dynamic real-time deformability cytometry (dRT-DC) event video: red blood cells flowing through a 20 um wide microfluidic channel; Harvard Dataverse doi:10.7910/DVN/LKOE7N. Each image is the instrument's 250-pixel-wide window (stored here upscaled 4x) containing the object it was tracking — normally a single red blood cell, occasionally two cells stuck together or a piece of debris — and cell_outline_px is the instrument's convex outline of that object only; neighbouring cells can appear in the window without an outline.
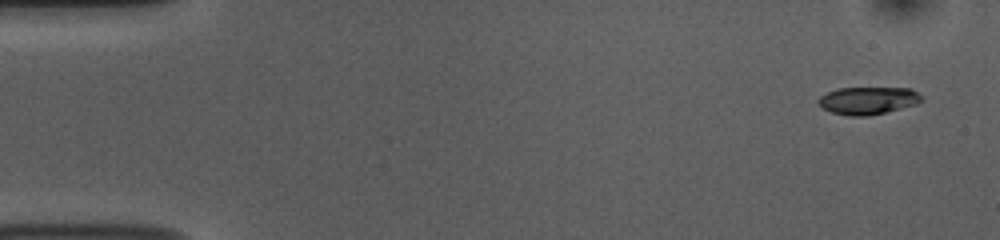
{"species": "common noctule bat (a hibernating species)", "species_latin": "Nyctalus noctula", "temperature_condition": "room temperature", "stored_images_in_passage": 51, "camera_frame_rate_fps": 3000, "um_per_image_px": 0.085, "animal": {"sex": "female", "body_mass_g": 10.0, "forearm_length_mm": 53.1}, "frame": {"image": 1, "passage_image": 1, "time_ms": 0.0, "image_size_px": [1000, 240], "cell_outline_px": [[924, 100], [916, 104], [868, 116], [848, 116], [832, 112], [824, 108], [816, 100], [820, 96], [836, 88], [912, 88], [924, 96]], "centroid_in_image_um": [73.81, 8.53], "position_along_channel_um": 11.2, "area_um2": 16.59}}
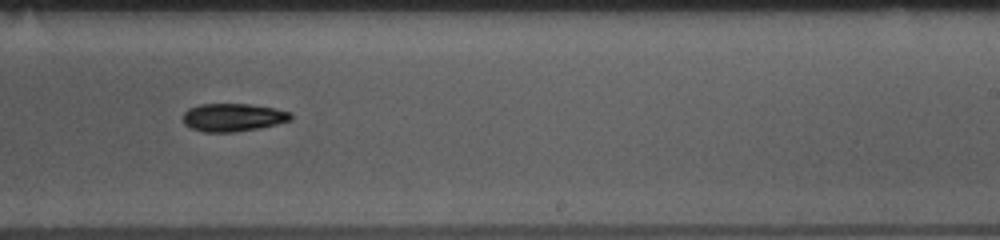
{"frame": {"image": 2, "passage_image": 31, "time_ms": 10.0, "image_size_px": [1000, 240], "cell_outline_px": [[292, 120], [260, 128], [232, 132], [204, 132], [192, 128], [184, 124], [184, 112], [188, 108], [200, 104], [248, 104], [272, 108], [292, 112]], "centroid_in_image_um": [19.81, 9.98], "position_along_channel_um": 269.2, "area_um2": 17.51}}
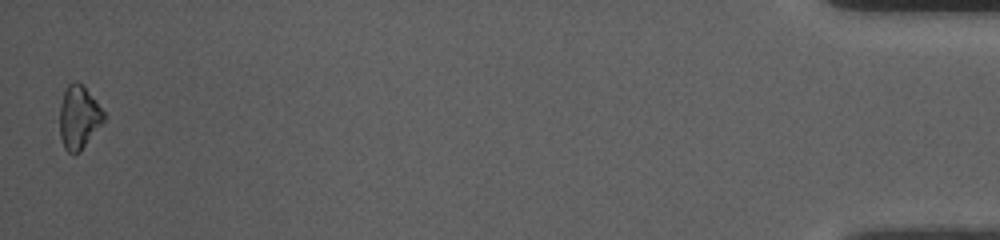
{"frame": {"image": 3, "passage_image": 51, "time_ms": 16.667, "image_size_px": [1000, 240], "cell_outline_px": [[104, 120], [80, 152], [72, 156], [64, 148], [60, 136], [60, 104], [64, 92], [68, 84], [76, 80], [96, 100], [104, 112]], "centroid_in_image_um": [6.67, 10.0], "position_along_channel_um": 428.5, "area_um2": 16.13}, "authors_computed_cell_mechanics": {"area_um2": 17.34, "velocity_mm_per_s": 3.7563, "shape_relaxation_time_tau1_ms": 3.1774, "shape_relaxation_time_tau2_ms": null, "deformation_change_tau1": 0.0916, "deformation_change_tau2": null}}